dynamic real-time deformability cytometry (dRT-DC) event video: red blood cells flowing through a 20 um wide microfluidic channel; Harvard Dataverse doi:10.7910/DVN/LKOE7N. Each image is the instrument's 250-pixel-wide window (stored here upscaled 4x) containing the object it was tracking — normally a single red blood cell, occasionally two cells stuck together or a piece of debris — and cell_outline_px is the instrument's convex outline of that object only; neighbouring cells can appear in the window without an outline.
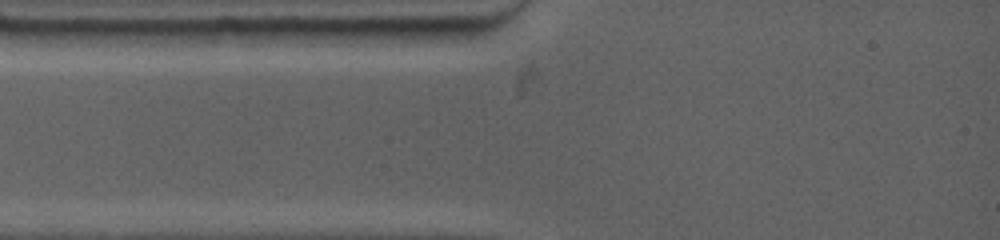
{"species": "common noctule bat (a hibernating species)", "species_latin": "Nyctalus noctula", "temperature_condition": "warm", "stored_images_in_passage": 3, "camera_frame_rate_fps": 4500, "um_per_image_px": 0.085, "animal": {"sex": "female", "body_mass_g": 19.0, "forearm_length_mm": 53.3}, "frame": {"image": 1, "passage_image": 1, "time_ms": 0.0, "image_size_px": [1000, 240], "cell_outline_px": [[484, 28], [472, 36], [444, 44], [372, 44], [360, 28]], "centroid_in_image_um": [35.5, 3.0], "position_along_channel_um": 49.5, "area_um2": 11.79}}